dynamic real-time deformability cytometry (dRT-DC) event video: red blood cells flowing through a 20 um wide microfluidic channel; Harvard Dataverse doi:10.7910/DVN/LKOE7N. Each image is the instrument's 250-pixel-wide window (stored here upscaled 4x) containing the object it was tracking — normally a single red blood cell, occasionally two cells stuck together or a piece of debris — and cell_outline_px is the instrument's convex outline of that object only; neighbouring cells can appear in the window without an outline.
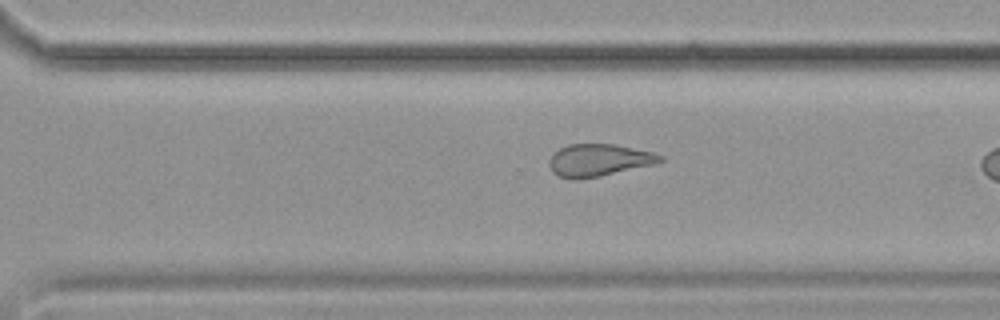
{"species": "common noctule bat (a hibernating species)", "species_latin": "Nyctalus noctula", "temperature_condition": "cold", "stored_images_in_passage": 33, "camera_frame_rate_fps": 3000, "um_per_image_px": 0.085, "animal": {"sex": "female", "body_mass_g": 19.9}, "frame": {"image": 1, "passage_image": 28, "time_ms": 9.0, "image_size_px": [1000, 320], "cell_outline_px": [[664, 160], [656, 164], [600, 176], [576, 180], [572, 180], [560, 176], [552, 172], [548, 164], [548, 160], [552, 152], [568, 144], [616, 144], [652, 152], [664, 156]], "centroid_in_image_um": [50.88, 13.61], "position_along_channel_um": 319.7, "area_um2": 21.15}}